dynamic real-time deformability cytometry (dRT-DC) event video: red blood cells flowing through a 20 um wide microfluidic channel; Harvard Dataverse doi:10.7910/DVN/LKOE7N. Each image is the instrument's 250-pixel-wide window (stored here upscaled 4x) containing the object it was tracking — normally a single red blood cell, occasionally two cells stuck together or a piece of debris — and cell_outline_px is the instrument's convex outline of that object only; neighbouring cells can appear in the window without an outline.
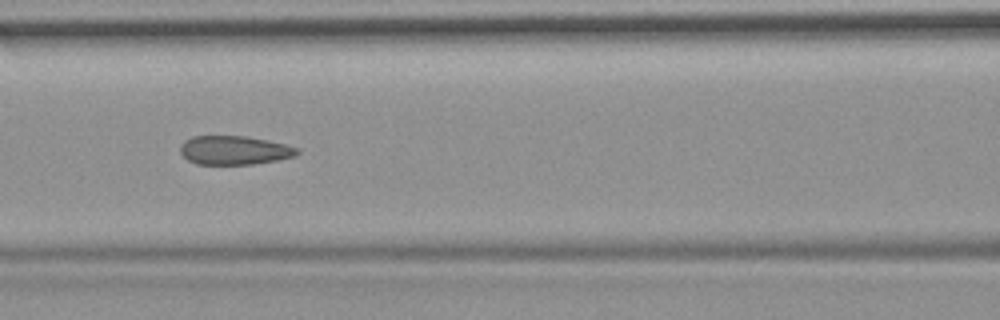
{"species": "common noctule bat (a hibernating species)", "species_latin": "Nyctalus noctula", "temperature_condition": "room temperature", "stored_images_in_passage": 15, "camera_frame_rate_fps": 3000, "um_per_image_px": 0.085, "animal": {"sex": "female", "body_mass_g": 19.9}, "frame": {"image": 1, "passage_image": 5, "time_ms": 5.667, "image_size_px": [1000, 320], "cell_outline_px": [[300, 152], [296, 156], [276, 160], [252, 164], [196, 164], [188, 160], [180, 152], [180, 144], [184, 140], [192, 136], [244, 136], [268, 140], [300, 148]], "centroid_in_image_um": [19.92, 12.76], "position_along_channel_um": 146.7, "area_um2": 19.71}}